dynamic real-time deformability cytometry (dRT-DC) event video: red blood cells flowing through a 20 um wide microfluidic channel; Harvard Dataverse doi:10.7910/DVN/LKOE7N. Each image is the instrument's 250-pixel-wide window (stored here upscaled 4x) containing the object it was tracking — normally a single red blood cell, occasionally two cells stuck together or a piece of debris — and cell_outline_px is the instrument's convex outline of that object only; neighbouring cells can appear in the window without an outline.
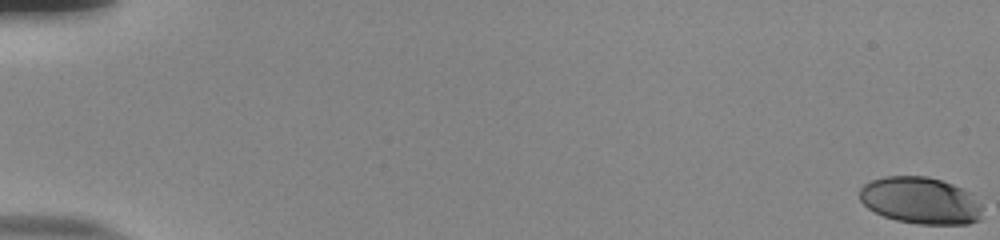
{"species": "human", "species_latin": "Homo sapiens", "temperature_condition": "room temperature", "stored_images_in_passage": 57, "camera_frame_rate_fps": 3000, "um_per_image_px": 0.085, "donor": {"sex": "male"}, "frame": {"image": 1, "passage_image": 1, "time_ms": 0.0, "image_size_px": [1000, 240], "cell_outline_px": [[980, 220], [968, 224], [916, 224], [896, 220], [884, 216], [868, 208], [860, 200], [860, 188], [868, 180], [884, 176], [928, 176], [952, 184], [972, 192], [980, 204]], "centroid_in_image_um": [78.23, 17.04], "position_along_channel_um": 6.8, "area_um2": 33.7}}
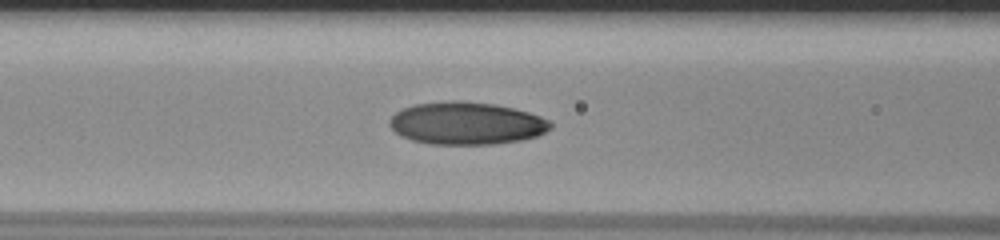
{"frame": {"image": 2, "passage_image": 26, "time_ms": 8.333, "image_size_px": [1000, 240], "cell_outline_px": [[552, 128], [536, 136], [524, 140], [492, 144], [432, 144], [412, 140], [400, 136], [388, 124], [388, 120], [396, 112], [412, 104], [452, 100], [460, 100], [496, 104], [528, 112], [540, 116], [548, 120], [552, 124]], "centroid_in_image_um": [39.63, 10.47], "position_along_channel_um": 127.0, "area_um2": 40.06}}
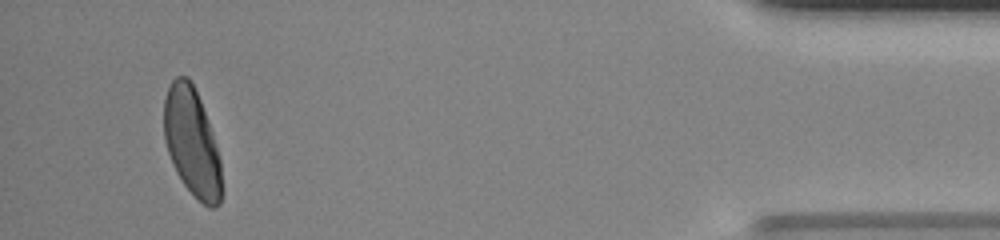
{"frame": {"image": 3, "passage_image": 54, "time_ms": 17.667, "image_size_px": [1000, 240], "cell_outline_px": [[224, 192], [220, 204], [216, 208], [208, 208], [184, 184], [176, 172], [172, 164], [164, 140], [164, 100], [168, 88], [172, 80], [176, 76], [188, 76], [200, 100], [220, 160], [224, 188]], "centroid_in_image_um": [16.32, 12.15], "position_along_channel_um": 418.9, "area_um2": 36.18}, "authors_computed_cell_mechanics": {"area_um2": 37.1654, "velocity_mm_per_s": 3.7968, "shape_relaxation_time_tau1_ms": 4.7845, "shape_relaxation_time_tau2_ms": 0.836, "deformation_change_tau1": 0.1953, "deformation_change_tau2": 0.0473}}